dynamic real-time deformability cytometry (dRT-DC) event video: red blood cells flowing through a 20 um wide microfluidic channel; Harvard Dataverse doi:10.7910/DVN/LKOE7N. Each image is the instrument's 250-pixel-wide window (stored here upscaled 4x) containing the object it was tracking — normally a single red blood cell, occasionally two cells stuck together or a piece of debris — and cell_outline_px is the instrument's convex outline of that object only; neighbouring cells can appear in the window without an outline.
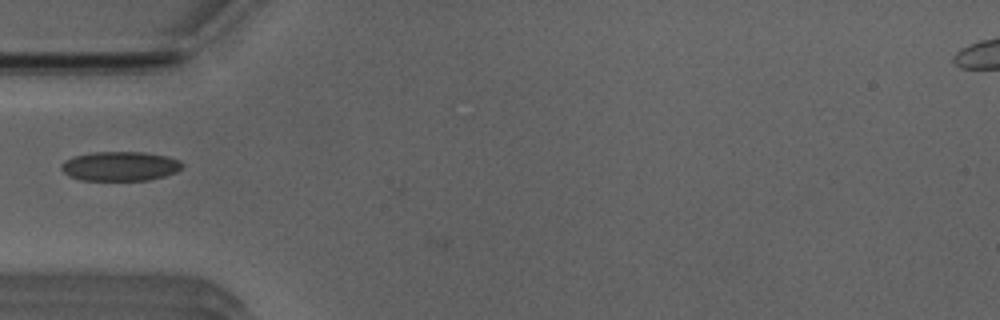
{"species": "Egyptian fruit bat (a non-hibernating species)", "species_latin": "Rousettus aegyptiacus", "temperature_condition": "room temperature", "stored_images_in_passage": 35, "camera_frame_rate_fps": 3000, "um_per_image_px": 0.085, "animal": {"sex": "male"}, "frame": {"image": 1, "passage_image": 1, "time_ms": 0.0, "image_size_px": [1000, 320], "cell_outline_px": [[184, 164], [176, 172], [164, 176], [148, 180], [80, 180], [68, 176], [60, 168], [60, 164], [64, 160], [76, 156], [92, 152], [144, 152], [168, 156], [180, 160]], "centroid_in_image_um": [10.2, 14.12], "position_along_channel_um": 74.8, "area_um2": 20.81}}
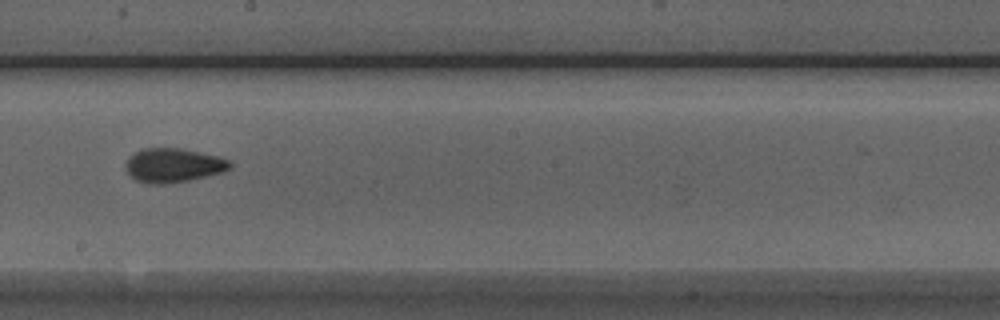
{"frame": {"image": 2, "passage_image": 13, "time_ms": 4.0, "image_size_px": [1000, 320], "cell_outline_px": [[232, 168], [224, 172], [188, 180], [164, 184], [148, 184], [136, 180], [124, 168], [128, 160], [136, 152], [144, 148], [180, 148], [216, 156], [228, 160], [232, 164]], "centroid_in_image_um": [14.74, 14.06], "position_along_channel_um": 233.5, "area_um2": 20.46}}
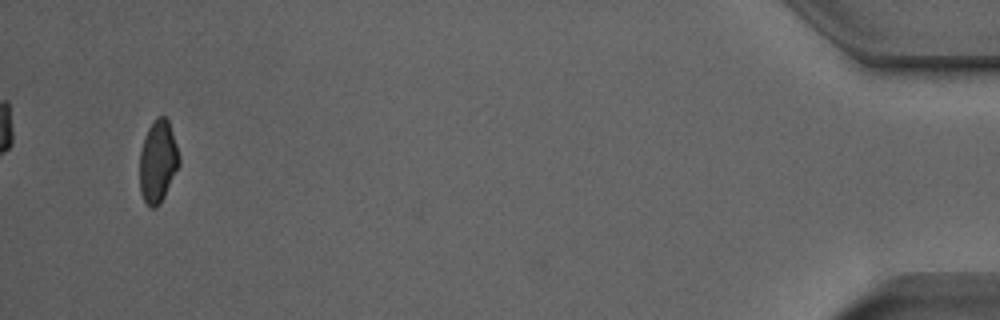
{"frame": {"image": 3, "passage_image": 34, "time_ms": 11.0, "image_size_px": [1000, 320], "cell_outline_px": [[180, 164], [160, 204], [156, 208], [152, 208], [144, 200], [140, 192], [140, 152], [144, 136], [148, 128], [156, 116], [164, 116], [168, 120], [180, 156]], "centroid_in_image_um": [13.42, 13.71], "position_along_channel_um": 421.8, "area_um2": 18.9}}